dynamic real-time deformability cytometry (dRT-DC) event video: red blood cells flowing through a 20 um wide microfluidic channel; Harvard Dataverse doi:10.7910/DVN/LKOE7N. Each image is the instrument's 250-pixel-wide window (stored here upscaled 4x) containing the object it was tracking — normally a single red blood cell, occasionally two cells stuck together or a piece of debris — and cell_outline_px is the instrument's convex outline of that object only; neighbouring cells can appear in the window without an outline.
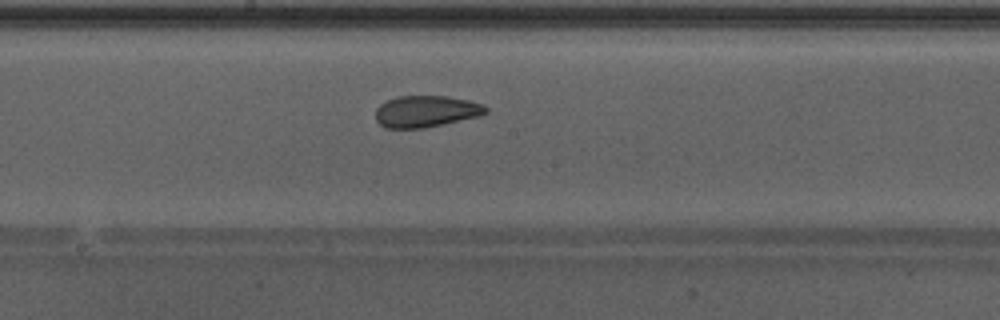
{"species": "Egyptian fruit bat (a non-hibernating species)", "species_latin": "Rousettus aegyptiacus", "temperature_condition": "warm", "stored_images_in_passage": 40, "camera_frame_rate_fps": 3000, "um_per_image_px": 0.085, "animal": {"sex": "male"}, "frame": {"image": 1, "passage_image": 23, "time_ms": 7.333, "image_size_px": [1000, 320], "cell_outline_px": [[488, 112], [480, 116], [444, 124], [424, 128], [384, 128], [376, 120], [376, 108], [380, 104], [396, 96], [448, 96], [468, 100], [484, 104], [488, 108]], "centroid_in_image_um": [36.23, 9.47], "position_along_channel_um": 212.0, "area_um2": 20.46}}